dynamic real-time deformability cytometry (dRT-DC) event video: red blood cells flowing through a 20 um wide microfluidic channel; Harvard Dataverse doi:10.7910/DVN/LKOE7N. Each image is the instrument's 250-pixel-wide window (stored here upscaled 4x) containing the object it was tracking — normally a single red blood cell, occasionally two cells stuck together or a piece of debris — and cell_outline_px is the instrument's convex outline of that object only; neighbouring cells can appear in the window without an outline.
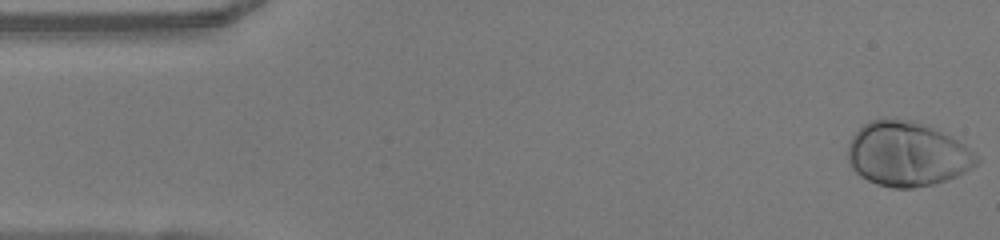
{"species": "human", "species_latin": "Homo sapiens", "temperature_condition": "warm", "stored_images_in_passage": 49, "camera_frame_rate_fps": 3000, "um_per_image_px": 0.085, "donor": {"sex": "female"}, "frame": {"image": 1, "passage_image": 1, "time_ms": 0.0, "image_size_px": [1000, 240], "cell_outline_px": [[980, 160], [976, 164], [964, 172], [956, 176], [932, 184], [912, 188], [892, 188], [876, 184], [860, 176], [852, 168], [848, 160], [848, 144], [852, 136], [864, 124], [872, 120], [912, 120], [940, 132], [964, 144]], "centroid_in_image_um": [77.07, 13.12], "position_along_channel_um": 7.9, "area_um2": 47.51}}
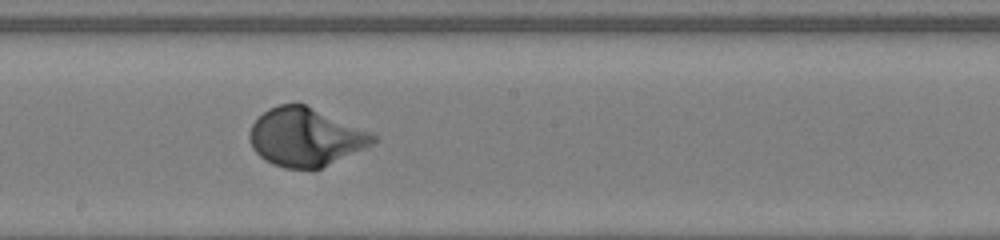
{"frame": {"image": 2, "passage_image": 26, "time_ms": 8.333, "image_size_px": [1000, 240], "cell_outline_px": [[376, 140], [372, 144], [364, 148], [320, 168], [284, 168], [272, 164], [264, 160], [252, 148], [248, 136], [252, 124], [268, 108], [280, 104], [304, 104], [372, 132], [376, 136]], "centroid_in_image_um": [25.94, 11.65], "position_along_channel_um": 222.3, "area_um2": 41.44}}
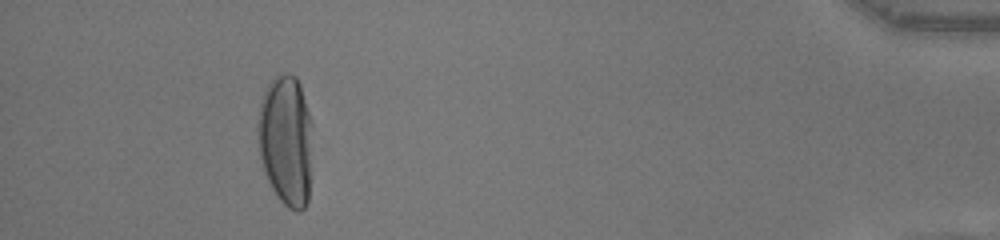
{"frame": {"image": 3, "passage_image": 45, "time_ms": 14.667, "image_size_px": [1000, 240], "cell_outline_px": [[312, 124], [308, 200], [304, 208], [300, 212], [296, 212], [288, 208], [276, 196], [264, 172], [260, 156], [256, 128], [260, 104], [264, 92], [268, 84], [276, 76], [284, 72], [296, 76], [300, 84]], "centroid_in_image_um": [24.29, 11.93], "position_along_channel_um": 410.9, "area_um2": 41.85}, "authors_computed_cell_mechanics": {"area_um2": 41.8472, "velocity_mm_per_s": 4.0532, "shape_relaxation_time_tau1_ms": 2.5293, "shape_relaxation_time_tau2_ms": null, "deformation_change_tau1": 0.1854, "deformation_change_tau2": null}}